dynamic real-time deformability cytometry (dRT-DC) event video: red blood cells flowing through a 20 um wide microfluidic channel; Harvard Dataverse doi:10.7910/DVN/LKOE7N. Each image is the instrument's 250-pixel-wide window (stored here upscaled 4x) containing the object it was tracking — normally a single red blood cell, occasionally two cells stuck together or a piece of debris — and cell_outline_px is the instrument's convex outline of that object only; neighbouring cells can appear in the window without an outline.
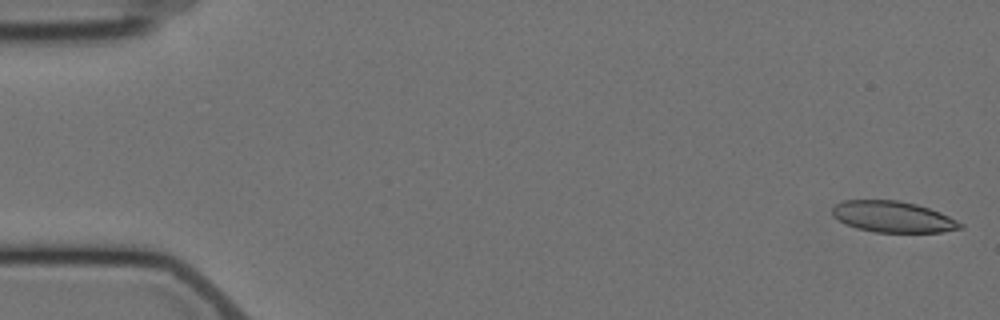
{"species": "Egyptian fruit bat (a non-hibernating species)", "species_latin": "Rousettus aegyptiacus", "temperature_condition": "cold", "stored_images_in_passage": 6, "camera_frame_rate_fps": 3000, "um_per_image_px": 0.085, "animal": {"sex": "female"}, "frame": {"image": 1, "passage_image": 1, "time_ms": 0.0, "image_size_px": [1000, 320], "cell_outline_px": [[964, 228], [940, 232], [876, 232], [856, 228], [844, 224], [832, 216], [832, 208], [836, 204], [844, 200], [900, 200], [916, 204], [940, 212], [964, 224]], "centroid_in_image_um": [75.88, 18.43], "position_along_channel_um": 9.1, "area_um2": 23.29}}
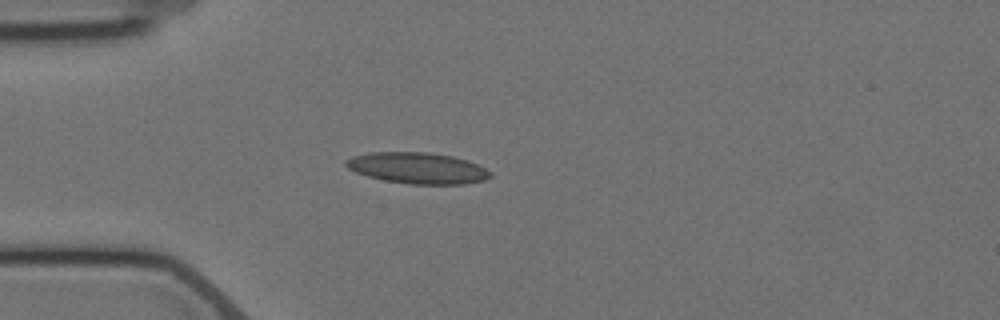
{"frame": {"image": 2, "passage_image": 5, "time_ms": 4.667, "image_size_px": [1000, 320], "cell_outline_px": [[492, 176], [484, 180], [464, 184], [408, 184], [384, 180], [368, 176], [356, 172], [348, 168], [344, 164], [344, 160], [352, 156], [368, 152], [428, 152], [452, 156], [468, 160], [492, 172]], "centroid_in_image_um": [35.47, 14.28], "position_along_channel_um": 49.5, "area_um2": 26.3}}